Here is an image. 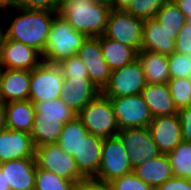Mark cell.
<instances>
[{"instance_id": "1", "label": "cell", "mask_w": 191, "mask_h": 190, "mask_svg": "<svg viewBox=\"0 0 191 190\" xmlns=\"http://www.w3.org/2000/svg\"><path fill=\"white\" fill-rule=\"evenodd\" d=\"M111 6L108 0H61L57 14L86 37L103 36Z\"/></svg>"}, {"instance_id": "2", "label": "cell", "mask_w": 191, "mask_h": 190, "mask_svg": "<svg viewBox=\"0 0 191 190\" xmlns=\"http://www.w3.org/2000/svg\"><path fill=\"white\" fill-rule=\"evenodd\" d=\"M12 8L19 9L21 13L5 28V37L33 47L42 55L57 12L17 6Z\"/></svg>"}, {"instance_id": "3", "label": "cell", "mask_w": 191, "mask_h": 190, "mask_svg": "<svg viewBox=\"0 0 191 190\" xmlns=\"http://www.w3.org/2000/svg\"><path fill=\"white\" fill-rule=\"evenodd\" d=\"M86 36L69 24L59 14L54 16L42 61L57 64L60 60L76 55Z\"/></svg>"}, {"instance_id": "4", "label": "cell", "mask_w": 191, "mask_h": 190, "mask_svg": "<svg viewBox=\"0 0 191 190\" xmlns=\"http://www.w3.org/2000/svg\"><path fill=\"white\" fill-rule=\"evenodd\" d=\"M88 133L101 138L117 136L119 126L110 98L102 92L77 114Z\"/></svg>"}, {"instance_id": "5", "label": "cell", "mask_w": 191, "mask_h": 190, "mask_svg": "<svg viewBox=\"0 0 191 190\" xmlns=\"http://www.w3.org/2000/svg\"><path fill=\"white\" fill-rule=\"evenodd\" d=\"M133 171L134 167L120 138H104L99 169L93 178L109 183Z\"/></svg>"}, {"instance_id": "6", "label": "cell", "mask_w": 191, "mask_h": 190, "mask_svg": "<svg viewBox=\"0 0 191 190\" xmlns=\"http://www.w3.org/2000/svg\"><path fill=\"white\" fill-rule=\"evenodd\" d=\"M36 166L78 183L85 177L79 172L73 156L65 152L58 143L35 147Z\"/></svg>"}, {"instance_id": "7", "label": "cell", "mask_w": 191, "mask_h": 190, "mask_svg": "<svg viewBox=\"0 0 191 190\" xmlns=\"http://www.w3.org/2000/svg\"><path fill=\"white\" fill-rule=\"evenodd\" d=\"M63 82L58 65L42 61L31 70L29 100L37 103L60 98Z\"/></svg>"}, {"instance_id": "8", "label": "cell", "mask_w": 191, "mask_h": 190, "mask_svg": "<svg viewBox=\"0 0 191 190\" xmlns=\"http://www.w3.org/2000/svg\"><path fill=\"white\" fill-rule=\"evenodd\" d=\"M104 35L141 51L143 36V20L136 18L125 10L111 9Z\"/></svg>"}, {"instance_id": "9", "label": "cell", "mask_w": 191, "mask_h": 190, "mask_svg": "<svg viewBox=\"0 0 191 190\" xmlns=\"http://www.w3.org/2000/svg\"><path fill=\"white\" fill-rule=\"evenodd\" d=\"M147 85L144 71L138 59L113 70L110 80L102 93L108 98H117L141 94Z\"/></svg>"}, {"instance_id": "10", "label": "cell", "mask_w": 191, "mask_h": 190, "mask_svg": "<svg viewBox=\"0 0 191 190\" xmlns=\"http://www.w3.org/2000/svg\"><path fill=\"white\" fill-rule=\"evenodd\" d=\"M119 129L148 127L153 120L141 94L110 98Z\"/></svg>"}, {"instance_id": "11", "label": "cell", "mask_w": 191, "mask_h": 190, "mask_svg": "<svg viewBox=\"0 0 191 190\" xmlns=\"http://www.w3.org/2000/svg\"><path fill=\"white\" fill-rule=\"evenodd\" d=\"M117 136L128 152V158L134 168L161 154L148 127L122 129Z\"/></svg>"}, {"instance_id": "12", "label": "cell", "mask_w": 191, "mask_h": 190, "mask_svg": "<svg viewBox=\"0 0 191 190\" xmlns=\"http://www.w3.org/2000/svg\"><path fill=\"white\" fill-rule=\"evenodd\" d=\"M76 55L85 64L89 79L102 92L109 83L112 70L103 57L100 37H87Z\"/></svg>"}, {"instance_id": "13", "label": "cell", "mask_w": 191, "mask_h": 190, "mask_svg": "<svg viewBox=\"0 0 191 190\" xmlns=\"http://www.w3.org/2000/svg\"><path fill=\"white\" fill-rule=\"evenodd\" d=\"M42 55L33 47L4 37L0 47V67L31 71L42 60Z\"/></svg>"}, {"instance_id": "14", "label": "cell", "mask_w": 191, "mask_h": 190, "mask_svg": "<svg viewBox=\"0 0 191 190\" xmlns=\"http://www.w3.org/2000/svg\"><path fill=\"white\" fill-rule=\"evenodd\" d=\"M3 179L10 190H35L37 166L35 157L0 163Z\"/></svg>"}, {"instance_id": "15", "label": "cell", "mask_w": 191, "mask_h": 190, "mask_svg": "<svg viewBox=\"0 0 191 190\" xmlns=\"http://www.w3.org/2000/svg\"><path fill=\"white\" fill-rule=\"evenodd\" d=\"M148 128L161 154L170 153L183 141L178 114L155 117Z\"/></svg>"}, {"instance_id": "16", "label": "cell", "mask_w": 191, "mask_h": 190, "mask_svg": "<svg viewBox=\"0 0 191 190\" xmlns=\"http://www.w3.org/2000/svg\"><path fill=\"white\" fill-rule=\"evenodd\" d=\"M177 36L178 33H175V30L161 27L154 18L143 20L141 50L169 56L175 52Z\"/></svg>"}, {"instance_id": "17", "label": "cell", "mask_w": 191, "mask_h": 190, "mask_svg": "<svg viewBox=\"0 0 191 190\" xmlns=\"http://www.w3.org/2000/svg\"><path fill=\"white\" fill-rule=\"evenodd\" d=\"M35 146L30 133L4 129L0 132V163L34 157Z\"/></svg>"}, {"instance_id": "18", "label": "cell", "mask_w": 191, "mask_h": 190, "mask_svg": "<svg viewBox=\"0 0 191 190\" xmlns=\"http://www.w3.org/2000/svg\"><path fill=\"white\" fill-rule=\"evenodd\" d=\"M100 90L89 78H64L60 98L76 114L92 101Z\"/></svg>"}, {"instance_id": "19", "label": "cell", "mask_w": 191, "mask_h": 190, "mask_svg": "<svg viewBox=\"0 0 191 190\" xmlns=\"http://www.w3.org/2000/svg\"><path fill=\"white\" fill-rule=\"evenodd\" d=\"M103 138L87 133L79 142L73 158L79 172L85 177H94L101 161Z\"/></svg>"}, {"instance_id": "20", "label": "cell", "mask_w": 191, "mask_h": 190, "mask_svg": "<svg viewBox=\"0 0 191 190\" xmlns=\"http://www.w3.org/2000/svg\"><path fill=\"white\" fill-rule=\"evenodd\" d=\"M74 118L42 116V113H35L30 131L34 146L57 143L64 125Z\"/></svg>"}, {"instance_id": "21", "label": "cell", "mask_w": 191, "mask_h": 190, "mask_svg": "<svg viewBox=\"0 0 191 190\" xmlns=\"http://www.w3.org/2000/svg\"><path fill=\"white\" fill-rule=\"evenodd\" d=\"M30 75L28 70L2 68V102L29 100Z\"/></svg>"}, {"instance_id": "22", "label": "cell", "mask_w": 191, "mask_h": 190, "mask_svg": "<svg viewBox=\"0 0 191 190\" xmlns=\"http://www.w3.org/2000/svg\"><path fill=\"white\" fill-rule=\"evenodd\" d=\"M141 95L153 118L177 114L179 111L172 99L167 83L147 84L141 91Z\"/></svg>"}, {"instance_id": "23", "label": "cell", "mask_w": 191, "mask_h": 190, "mask_svg": "<svg viewBox=\"0 0 191 190\" xmlns=\"http://www.w3.org/2000/svg\"><path fill=\"white\" fill-rule=\"evenodd\" d=\"M133 172L154 189L174 176L167 154H160L141 165H137Z\"/></svg>"}, {"instance_id": "24", "label": "cell", "mask_w": 191, "mask_h": 190, "mask_svg": "<svg viewBox=\"0 0 191 190\" xmlns=\"http://www.w3.org/2000/svg\"><path fill=\"white\" fill-rule=\"evenodd\" d=\"M147 84H166L170 79L168 56L141 50L137 53Z\"/></svg>"}, {"instance_id": "25", "label": "cell", "mask_w": 191, "mask_h": 190, "mask_svg": "<svg viewBox=\"0 0 191 190\" xmlns=\"http://www.w3.org/2000/svg\"><path fill=\"white\" fill-rule=\"evenodd\" d=\"M8 129L30 133L34 121L35 107L30 100L5 103Z\"/></svg>"}, {"instance_id": "26", "label": "cell", "mask_w": 191, "mask_h": 190, "mask_svg": "<svg viewBox=\"0 0 191 190\" xmlns=\"http://www.w3.org/2000/svg\"><path fill=\"white\" fill-rule=\"evenodd\" d=\"M100 44L103 57L108 63L110 69H119L137 59V52L118 41L100 36Z\"/></svg>"}, {"instance_id": "27", "label": "cell", "mask_w": 191, "mask_h": 190, "mask_svg": "<svg viewBox=\"0 0 191 190\" xmlns=\"http://www.w3.org/2000/svg\"><path fill=\"white\" fill-rule=\"evenodd\" d=\"M167 156L173 175L191 180V142L183 140Z\"/></svg>"}, {"instance_id": "28", "label": "cell", "mask_w": 191, "mask_h": 190, "mask_svg": "<svg viewBox=\"0 0 191 190\" xmlns=\"http://www.w3.org/2000/svg\"><path fill=\"white\" fill-rule=\"evenodd\" d=\"M88 133L85 126L76 116L64 125L60 134L58 145L69 155L73 156L78 151L80 140Z\"/></svg>"}, {"instance_id": "29", "label": "cell", "mask_w": 191, "mask_h": 190, "mask_svg": "<svg viewBox=\"0 0 191 190\" xmlns=\"http://www.w3.org/2000/svg\"><path fill=\"white\" fill-rule=\"evenodd\" d=\"M154 19L168 30H175L179 33L184 23L187 21L185 15L180 11L174 0H167L157 11Z\"/></svg>"}, {"instance_id": "30", "label": "cell", "mask_w": 191, "mask_h": 190, "mask_svg": "<svg viewBox=\"0 0 191 190\" xmlns=\"http://www.w3.org/2000/svg\"><path fill=\"white\" fill-rule=\"evenodd\" d=\"M76 183L37 167L35 190H75Z\"/></svg>"}, {"instance_id": "31", "label": "cell", "mask_w": 191, "mask_h": 190, "mask_svg": "<svg viewBox=\"0 0 191 190\" xmlns=\"http://www.w3.org/2000/svg\"><path fill=\"white\" fill-rule=\"evenodd\" d=\"M167 85L178 110L191 106V79L171 78Z\"/></svg>"}, {"instance_id": "32", "label": "cell", "mask_w": 191, "mask_h": 190, "mask_svg": "<svg viewBox=\"0 0 191 190\" xmlns=\"http://www.w3.org/2000/svg\"><path fill=\"white\" fill-rule=\"evenodd\" d=\"M35 113H42V116L51 117H76L77 114L72 111L61 98L50 99L33 103Z\"/></svg>"}, {"instance_id": "33", "label": "cell", "mask_w": 191, "mask_h": 190, "mask_svg": "<svg viewBox=\"0 0 191 190\" xmlns=\"http://www.w3.org/2000/svg\"><path fill=\"white\" fill-rule=\"evenodd\" d=\"M167 0H132L125 10L136 18L147 20L154 18L157 11Z\"/></svg>"}, {"instance_id": "34", "label": "cell", "mask_w": 191, "mask_h": 190, "mask_svg": "<svg viewBox=\"0 0 191 190\" xmlns=\"http://www.w3.org/2000/svg\"><path fill=\"white\" fill-rule=\"evenodd\" d=\"M168 67L171 78L191 79V53L173 52L168 56Z\"/></svg>"}, {"instance_id": "35", "label": "cell", "mask_w": 191, "mask_h": 190, "mask_svg": "<svg viewBox=\"0 0 191 190\" xmlns=\"http://www.w3.org/2000/svg\"><path fill=\"white\" fill-rule=\"evenodd\" d=\"M57 65L64 78H89L85 64L77 55L60 60Z\"/></svg>"}, {"instance_id": "36", "label": "cell", "mask_w": 191, "mask_h": 190, "mask_svg": "<svg viewBox=\"0 0 191 190\" xmlns=\"http://www.w3.org/2000/svg\"><path fill=\"white\" fill-rule=\"evenodd\" d=\"M109 184L113 190H155L138 178L134 172L116 178Z\"/></svg>"}, {"instance_id": "37", "label": "cell", "mask_w": 191, "mask_h": 190, "mask_svg": "<svg viewBox=\"0 0 191 190\" xmlns=\"http://www.w3.org/2000/svg\"><path fill=\"white\" fill-rule=\"evenodd\" d=\"M61 0H15L14 6L57 12Z\"/></svg>"}, {"instance_id": "38", "label": "cell", "mask_w": 191, "mask_h": 190, "mask_svg": "<svg viewBox=\"0 0 191 190\" xmlns=\"http://www.w3.org/2000/svg\"><path fill=\"white\" fill-rule=\"evenodd\" d=\"M175 52L190 54L191 53V24L187 21L180 29L175 40Z\"/></svg>"}, {"instance_id": "39", "label": "cell", "mask_w": 191, "mask_h": 190, "mask_svg": "<svg viewBox=\"0 0 191 190\" xmlns=\"http://www.w3.org/2000/svg\"><path fill=\"white\" fill-rule=\"evenodd\" d=\"M177 114L180 120L182 139L191 142V106L179 109Z\"/></svg>"}, {"instance_id": "40", "label": "cell", "mask_w": 191, "mask_h": 190, "mask_svg": "<svg viewBox=\"0 0 191 190\" xmlns=\"http://www.w3.org/2000/svg\"><path fill=\"white\" fill-rule=\"evenodd\" d=\"M75 190H113V189L109 183L90 177L80 180L76 184Z\"/></svg>"}, {"instance_id": "41", "label": "cell", "mask_w": 191, "mask_h": 190, "mask_svg": "<svg viewBox=\"0 0 191 190\" xmlns=\"http://www.w3.org/2000/svg\"><path fill=\"white\" fill-rule=\"evenodd\" d=\"M155 190H191V180L173 176Z\"/></svg>"}, {"instance_id": "42", "label": "cell", "mask_w": 191, "mask_h": 190, "mask_svg": "<svg viewBox=\"0 0 191 190\" xmlns=\"http://www.w3.org/2000/svg\"><path fill=\"white\" fill-rule=\"evenodd\" d=\"M186 19L191 17V0H174Z\"/></svg>"}, {"instance_id": "43", "label": "cell", "mask_w": 191, "mask_h": 190, "mask_svg": "<svg viewBox=\"0 0 191 190\" xmlns=\"http://www.w3.org/2000/svg\"><path fill=\"white\" fill-rule=\"evenodd\" d=\"M112 9L114 10H126L132 0H108Z\"/></svg>"}, {"instance_id": "44", "label": "cell", "mask_w": 191, "mask_h": 190, "mask_svg": "<svg viewBox=\"0 0 191 190\" xmlns=\"http://www.w3.org/2000/svg\"><path fill=\"white\" fill-rule=\"evenodd\" d=\"M6 110L5 103L0 102V132L6 129Z\"/></svg>"}, {"instance_id": "45", "label": "cell", "mask_w": 191, "mask_h": 190, "mask_svg": "<svg viewBox=\"0 0 191 190\" xmlns=\"http://www.w3.org/2000/svg\"><path fill=\"white\" fill-rule=\"evenodd\" d=\"M15 4V0H0V9H5L4 11H9Z\"/></svg>"}, {"instance_id": "46", "label": "cell", "mask_w": 191, "mask_h": 190, "mask_svg": "<svg viewBox=\"0 0 191 190\" xmlns=\"http://www.w3.org/2000/svg\"><path fill=\"white\" fill-rule=\"evenodd\" d=\"M0 190H10V186H6L3 179V172L0 170Z\"/></svg>"}, {"instance_id": "47", "label": "cell", "mask_w": 191, "mask_h": 190, "mask_svg": "<svg viewBox=\"0 0 191 190\" xmlns=\"http://www.w3.org/2000/svg\"><path fill=\"white\" fill-rule=\"evenodd\" d=\"M3 24L0 23V47L3 43L5 37V26L2 27Z\"/></svg>"}, {"instance_id": "48", "label": "cell", "mask_w": 191, "mask_h": 190, "mask_svg": "<svg viewBox=\"0 0 191 190\" xmlns=\"http://www.w3.org/2000/svg\"><path fill=\"white\" fill-rule=\"evenodd\" d=\"M0 102H2V68L0 67Z\"/></svg>"}, {"instance_id": "49", "label": "cell", "mask_w": 191, "mask_h": 190, "mask_svg": "<svg viewBox=\"0 0 191 190\" xmlns=\"http://www.w3.org/2000/svg\"><path fill=\"white\" fill-rule=\"evenodd\" d=\"M187 22L191 24V17L187 19Z\"/></svg>"}]
</instances>
